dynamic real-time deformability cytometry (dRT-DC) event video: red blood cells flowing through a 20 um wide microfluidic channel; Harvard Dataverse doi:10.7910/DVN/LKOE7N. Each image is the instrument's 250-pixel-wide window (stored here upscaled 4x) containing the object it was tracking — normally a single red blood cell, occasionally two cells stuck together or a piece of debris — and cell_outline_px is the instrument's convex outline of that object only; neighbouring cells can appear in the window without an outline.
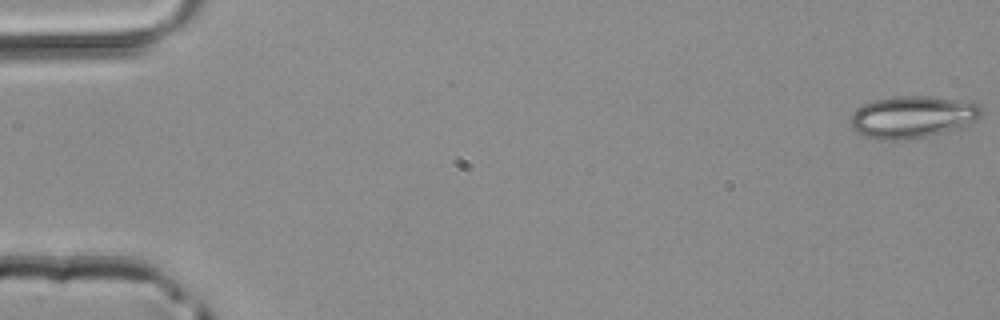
{"species": "common noctule bat (a hibernating species)", "species_latin": "Nyctalus noctula", "temperature_condition": "room temperature", "stored_images_in_passage": 49, "camera_frame_rate_fps": 3000, "um_per_image_px": 0.085, "animal": {"sex": "male", "body_mass_g": 20.4}, "frame": {"image": 1, "passage_image": 1, "time_ms": 0.0, "image_size_px": [1000, 320], "cell_outline_px": [[984, 112], [976, 120], [960, 128], [924, 136], [904, 140], [876, 140], [864, 136], [856, 132], [852, 128], [852, 112], [864, 104], [876, 100], [896, 96], [932, 96], [960, 100], [980, 104], [984, 108]], "centroid_in_image_um": [77.59, 9.94], "position_along_channel_um": 7.4, "area_um2": 32.14}}
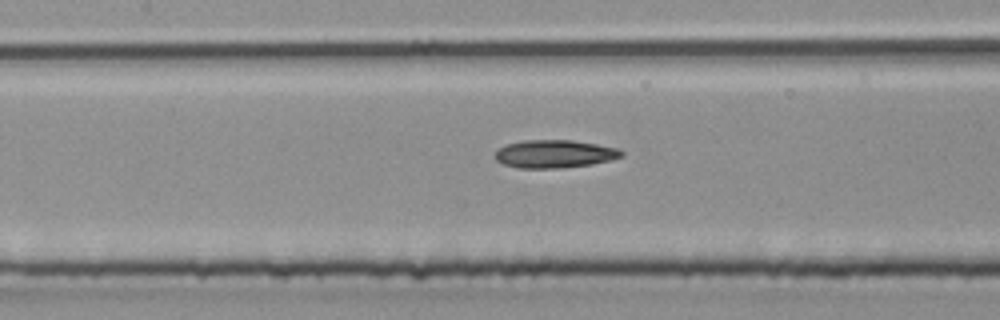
{"frame": {"image": 2, "passage_image": 23, "time_ms": 7.333, "image_size_px": [1000, 320], "cell_outline_px": [[624, 156], [612, 160], [592, 164], [556, 168], [520, 168], [504, 164], [496, 160], [496, 152], [504, 144], [524, 140], [572, 140], [596, 144], [616, 148], [624, 152]], "centroid_in_image_um": [47.15, 13.08], "position_along_channel_um": 160.3, "area_um2": 20.52}}
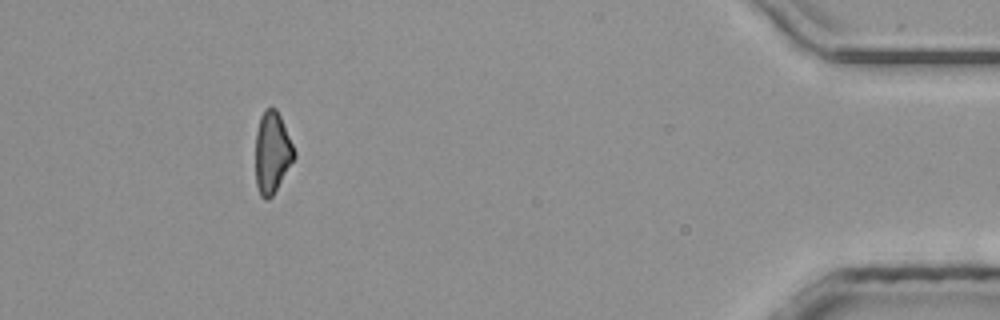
{"frame": {"image": 3, "passage_image": 45, "time_ms": 14.667, "image_size_px": [1000, 320], "cell_outline_px": [[296, 156], [272, 196], [268, 200], [264, 200], [260, 196], [256, 184], [256, 132], [260, 116], [264, 108], [276, 108], [280, 116], [296, 152]], "centroid_in_image_um": [23.12, 12.97], "position_along_channel_um": 412.1, "area_um2": 18.32}}